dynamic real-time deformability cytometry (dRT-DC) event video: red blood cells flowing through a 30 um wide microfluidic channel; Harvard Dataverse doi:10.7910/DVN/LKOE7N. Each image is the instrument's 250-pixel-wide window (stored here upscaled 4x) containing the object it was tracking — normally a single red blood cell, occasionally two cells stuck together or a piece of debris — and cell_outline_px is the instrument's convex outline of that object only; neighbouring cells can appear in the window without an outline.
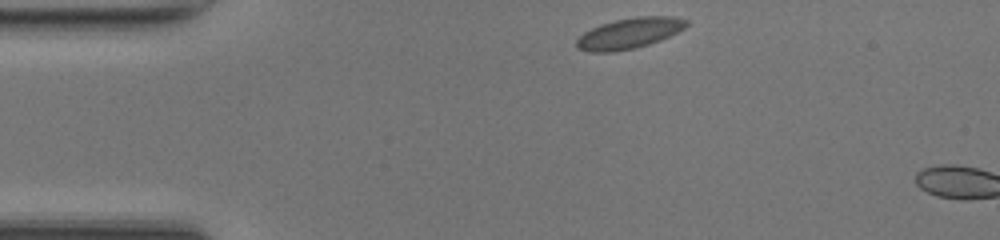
{"species": "common noctule bat (a hibernating species)", "species_latin": "Nyctalus noctula", "temperature_condition": "room temperature", "stored_images_in_passage": 3, "camera_frame_rate_fps": 3000, "um_per_image_px": 0.085, "animal": {"sex": "female", "body_mass_g": 17.0, "forearm_length_mm": 48.0}, "frame": {"image": 1, "passage_image": 1, "time_ms": 0.0, "image_size_px": [1000, 240], "cell_outline_px": [[688, 24], [684, 28], [660, 40], [648, 44], [632, 48], [612, 52], [588, 52], [580, 48], [576, 44], [576, 40], [584, 32], [600, 24], [616, 20], [636, 16], [672, 16], [688, 20]], "centroid_in_image_um": [53.49, 2.81], "position_along_channel_um": 31.5, "area_um2": 19.36}}